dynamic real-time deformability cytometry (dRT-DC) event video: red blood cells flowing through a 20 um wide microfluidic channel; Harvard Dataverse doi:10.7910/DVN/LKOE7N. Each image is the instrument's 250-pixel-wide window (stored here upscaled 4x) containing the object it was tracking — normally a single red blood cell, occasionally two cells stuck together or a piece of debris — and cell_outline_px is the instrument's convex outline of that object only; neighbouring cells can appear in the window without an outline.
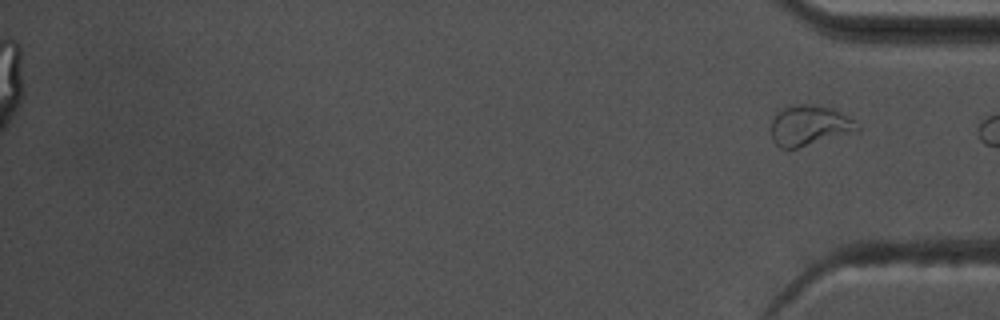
{"species": "common noctule bat (a hibernating species)", "species_latin": "Nyctalus noctula", "temperature_condition": "warm", "stored_images_in_passage": 49, "segment_of_instrument_passage": [2, 2], "camera_frame_rate_fps": 3000, "um_per_image_px": 0.085, "animal": {"sex": "male", "body_mass_g": 17.5, "forearm_length_mm": 52.3}, "frame": {"image": 1, "passage_image": 49, "time_ms": 16.0, "image_size_px": [1000, 320], "cell_outline_px": [[860, 128], [856, 132], [796, 148], [780, 148], [772, 140], [772, 116], [776, 112], [792, 104], [816, 104], [832, 108], [856, 120], [860, 124]], "centroid_in_image_um": [68.82, 10.65], "position_along_channel_um": 366.4, "area_um2": 20.52}}